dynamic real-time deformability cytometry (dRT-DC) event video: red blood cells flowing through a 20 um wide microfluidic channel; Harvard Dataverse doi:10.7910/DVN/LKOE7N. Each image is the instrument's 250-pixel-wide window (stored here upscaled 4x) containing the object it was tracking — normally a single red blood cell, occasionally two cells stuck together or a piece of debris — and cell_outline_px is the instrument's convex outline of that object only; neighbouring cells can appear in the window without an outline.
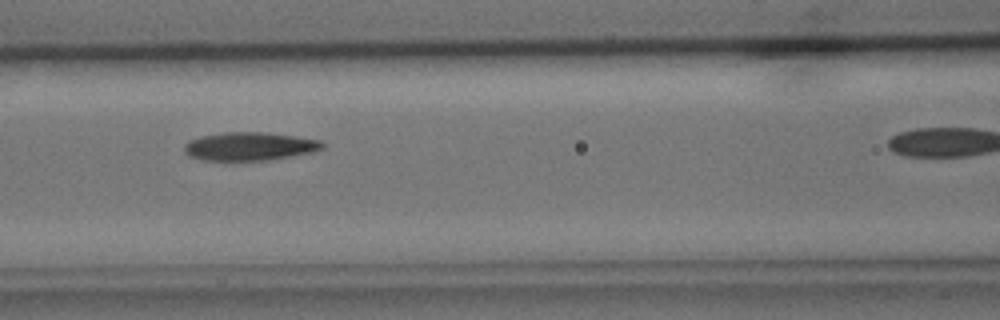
{"species": "common noctule bat (a hibernating species)", "species_latin": "Nyctalus noctula", "temperature_condition": "cold", "stored_images_in_passage": 8, "camera_frame_rate_fps": 3000, "um_per_image_px": 0.085, "animal": {"sex": "male", "body_mass_g": 15.6}, "frame": {"image": 1, "passage_image": 4, "time_ms": 4.333, "image_size_px": [1000, 320], "cell_outline_px": [[324, 148], [312, 152], [272, 160], [204, 160], [188, 156], [184, 152], [184, 144], [188, 140], [200, 136], [224, 132], [268, 132], [296, 136], [320, 140], [324, 144]], "centroid_in_image_um": [21.2, 12.43], "position_along_channel_um": 145.4, "area_um2": 23.0}}
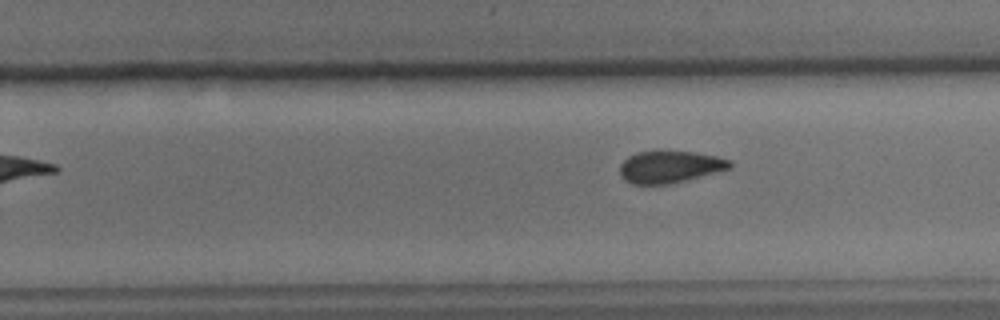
{"frame": {"image": 2, "passage_image": 8, "time_ms": 9.333, "image_size_px": [1000, 320], "cell_outline_px": [[732, 168], [720, 172], [672, 184], [632, 184], [624, 180], [620, 176], [620, 164], [628, 156], [636, 152], [692, 152], [716, 156], [732, 160]], "centroid_in_image_um": [56.97, 14.2], "position_along_channel_um": 272.8, "area_um2": 20.69}}